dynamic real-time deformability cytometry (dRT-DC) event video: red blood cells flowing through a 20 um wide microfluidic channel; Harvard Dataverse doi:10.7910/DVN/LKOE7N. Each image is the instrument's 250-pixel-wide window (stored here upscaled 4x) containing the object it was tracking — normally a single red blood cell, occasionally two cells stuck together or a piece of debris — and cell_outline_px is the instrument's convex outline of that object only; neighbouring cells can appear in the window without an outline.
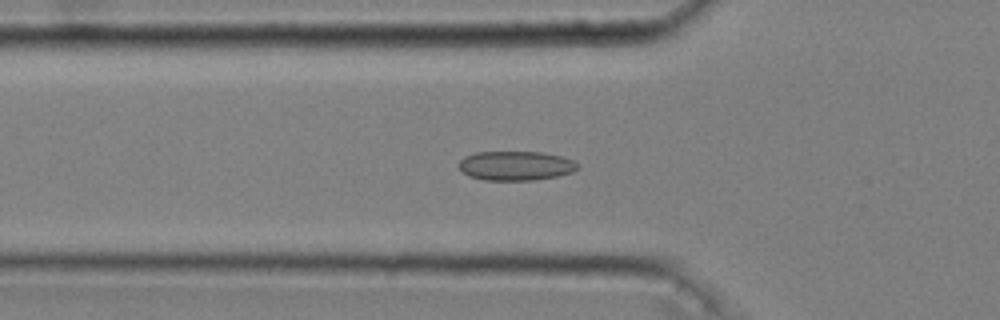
{"species": "common noctule bat (a hibernating species)", "species_latin": "Nyctalus noctula", "temperature_condition": "cold", "stored_images_in_passage": 52, "camera_frame_rate_fps": 3000, "um_per_image_px": 0.085, "animal": {"sex": "male", "body_mass_g": 20.4}, "frame": {"image": 1, "passage_image": 18, "time_ms": 5.667, "image_size_px": [1000, 320], "cell_outline_px": [[580, 168], [572, 172], [556, 176], [532, 180], [484, 180], [468, 176], [456, 164], [464, 156], [476, 152], [544, 152], [560, 156], [572, 160], [580, 164]], "centroid_in_image_um": [43.83, 14.08], "position_along_channel_um": 82.0, "area_um2": 20.4}}
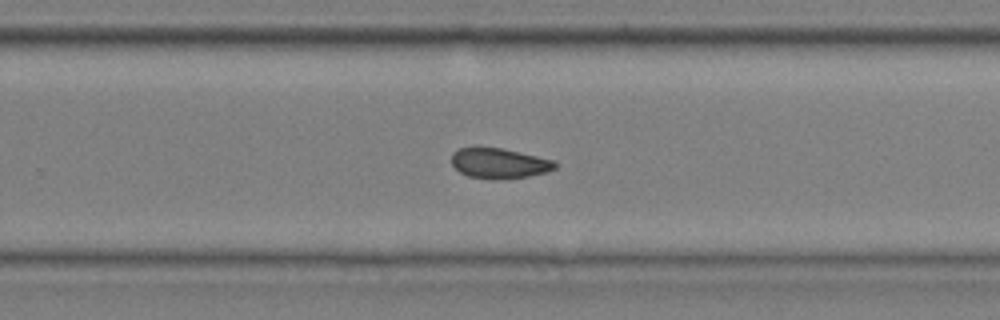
{"frame": {"image": 2, "passage_image": 35, "time_ms": 11.333, "image_size_px": [1000, 320], "cell_outline_px": [[556, 168], [548, 172], [528, 176], [504, 180], [492, 180], [468, 176], [460, 172], [452, 164], [452, 152], [460, 148], [476, 144], [504, 148], [556, 160]], "centroid_in_image_um": [42.42, 13.85], "position_along_channel_um": 287.4, "area_um2": 19.13}}
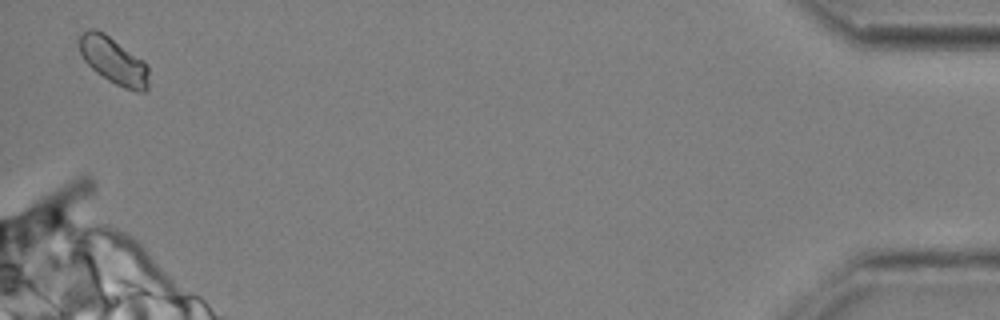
{"frame": {"image": 3, "passage_image": 52, "time_ms": 17.0, "image_size_px": [1000, 320], "cell_outline_px": [[148, 88], [144, 92], [136, 92], [124, 88], [108, 80], [96, 72], [84, 60], [80, 52], [80, 36], [84, 32], [92, 28], [104, 32], [144, 60], [148, 68]], "centroid_in_image_um": [9.69, 5.17], "position_along_channel_um": 425.5, "area_um2": 18.9}, "authors_computed_cell_mechanics": {"area_um2": 19.2185, "velocity_mm_per_s": 3.6229, "shape_relaxation_time_tau1_ms": 6.905, "shape_relaxation_time_tau2_ms": 3.3807, "deformation_change_tau1": 0.097, "deformation_change_tau2": 0.0664}}